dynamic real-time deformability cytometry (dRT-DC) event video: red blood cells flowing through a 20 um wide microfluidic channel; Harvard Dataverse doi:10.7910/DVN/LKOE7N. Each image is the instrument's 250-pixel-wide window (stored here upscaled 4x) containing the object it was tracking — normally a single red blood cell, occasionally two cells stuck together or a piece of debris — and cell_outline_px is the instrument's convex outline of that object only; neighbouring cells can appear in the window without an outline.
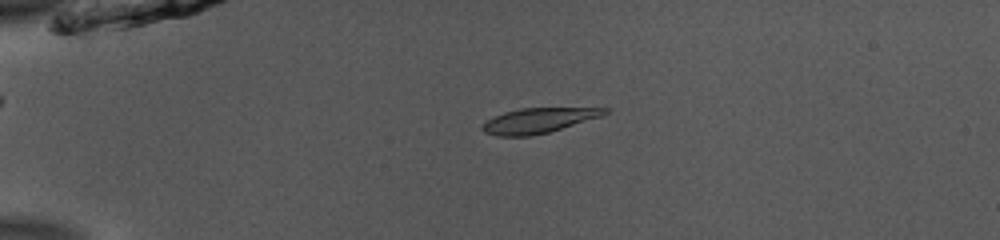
{"species": "common noctule bat (a hibernating species)", "species_latin": "Nyctalus noctula", "temperature_condition": "room temperature", "stored_images_in_passage": 40, "camera_frame_rate_fps": 3000, "um_per_image_px": 0.085, "animal": {"sex": "male", "body_mass_g": 13.0, "forearm_length_mm": 53.1}, "frame": {"image": 1, "passage_image": 1, "time_ms": 0.0, "image_size_px": [1000, 240], "cell_outline_px": [[608, 112], [600, 116], [548, 132], [528, 136], [496, 136], [484, 132], [480, 128], [488, 120], [504, 112], [520, 108], [608, 108]], "centroid_in_image_um": [45.72, 10.24], "position_along_channel_um": 39.3, "area_um2": 17.4}}
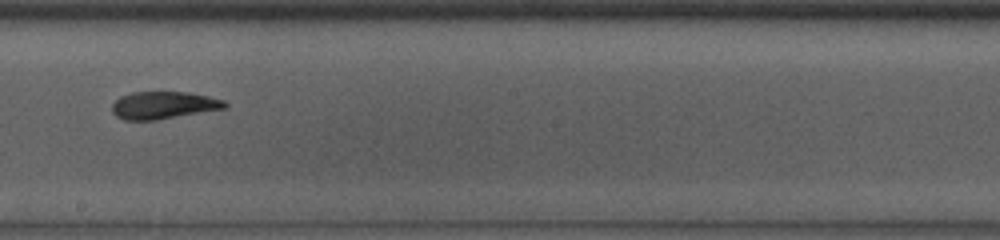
{"frame": {"image": 2, "passage_image": 19, "time_ms": 6.0, "image_size_px": [1000, 240], "cell_outline_px": [[228, 104], [224, 108], [156, 120], [124, 120], [116, 116], [112, 112], [112, 104], [120, 96], [132, 92], [184, 92], [208, 96], [224, 100]], "centroid_in_image_um": [13.85, 8.94], "position_along_channel_um": 234.3, "area_um2": 17.86}}
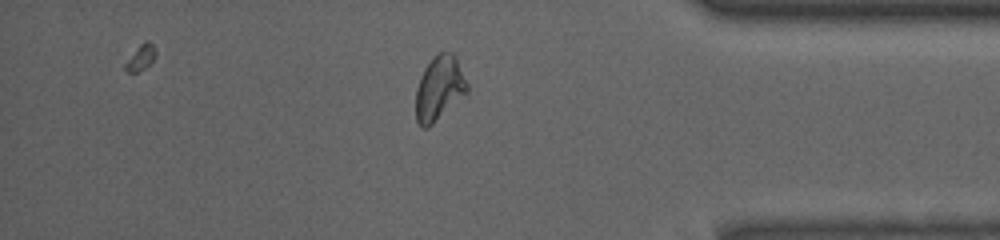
{"frame": {"image": 3, "passage_image": 33, "time_ms": 10.667, "image_size_px": [1000, 240], "cell_outline_px": [[468, 92], [428, 128], [424, 128], [416, 120], [416, 88], [420, 76], [424, 68], [436, 52], [452, 52], [456, 56], [468, 84]], "centroid_in_image_um": [37.34, 7.47], "position_along_channel_um": 397.9, "area_um2": 19.36}, "authors_computed_cell_mechanics": {"area_um2": 18.5538, "velocity_mm_per_s": 3.8895, "shape_relaxation_time_tau1_ms": 3.8577, "shape_relaxation_time_tau2_ms": 1.8627, "deformation_change_tau1": 0.1208, "deformation_change_tau2": 0.0671}}